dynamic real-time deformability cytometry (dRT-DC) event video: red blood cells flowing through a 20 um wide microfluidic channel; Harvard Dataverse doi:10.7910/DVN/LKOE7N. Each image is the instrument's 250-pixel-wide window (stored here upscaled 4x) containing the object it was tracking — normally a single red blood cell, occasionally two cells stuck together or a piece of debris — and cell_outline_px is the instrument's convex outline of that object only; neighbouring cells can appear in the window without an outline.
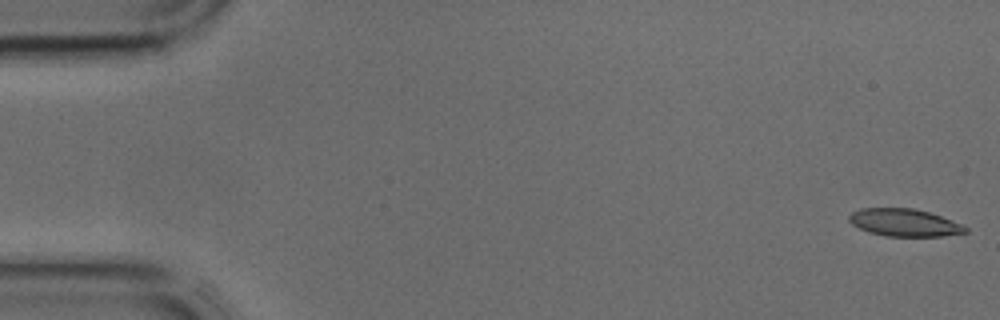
{"species": "common noctule bat (a hibernating species)", "species_latin": "Nyctalus noctula", "temperature_condition": "cold", "stored_images_in_passage": 9, "camera_frame_rate_fps": 3000, "um_per_image_px": 0.085, "animal": {"sex": "male", "body_mass_g": 17.9, "forearm_length_mm": 54.2}, "frame": {"image": 1, "passage_image": 1, "time_ms": 0.0, "image_size_px": [1000, 320], "cell_outline_px": [[968, 232], [944, 236], [884, 236], [868, 232], [852, 224], [848, 220], [848, 216], [852, 212], [860, 208], [912, 208], [928, 212], [940, 216], [960, 224], [968, 228]], "centroid_in_image_um": [76.84, 18.92], "position_along_channel_um": 8.2, "area_um2": 18.55}}